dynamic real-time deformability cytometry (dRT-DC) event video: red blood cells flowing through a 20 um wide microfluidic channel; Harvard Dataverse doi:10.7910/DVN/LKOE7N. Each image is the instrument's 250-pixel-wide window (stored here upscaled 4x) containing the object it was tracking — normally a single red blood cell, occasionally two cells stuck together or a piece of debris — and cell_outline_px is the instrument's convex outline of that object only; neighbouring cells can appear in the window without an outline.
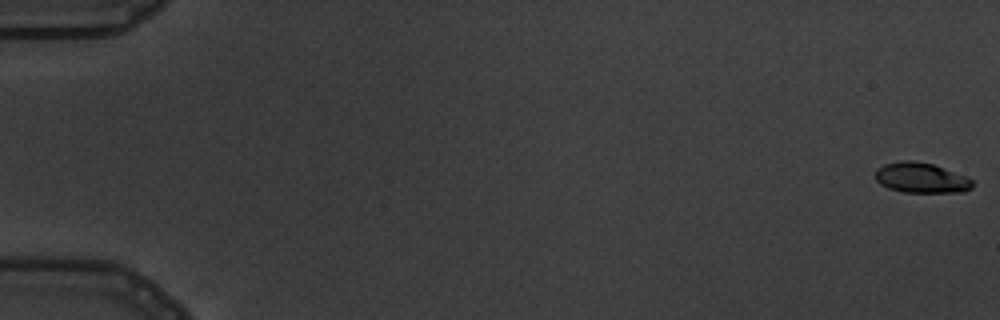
{"species": "common noctule bat (a hibernating species)", "species_latin": "Nyctalus noctula", "temperature_condition": "warm", "stored_images_in_passage": 7, "camera_frame_rate_fps": 3000, "um_per_image_px": 0.085, "animal": {"sex": "male", "body_mass_g": 19.5, "forearm_length_mm": 54.6}, "frame": {"image": 1, "passage_image": 1, "time_ms": 0.0, "image_size_px": [1000, 320], "cell_outline_px": [[972, 188], [964, 192], [904, 192], [888, 188], [880, 184], [876, 180], [876, 168], [884, 164], [904, 160], [912, 160], [932, 164], [964, 176], [972, 180]], "centroid_in_image_um": [78.26, 15.12], "position_along_channel_um": 6.7, "area_um2": 16.94}}
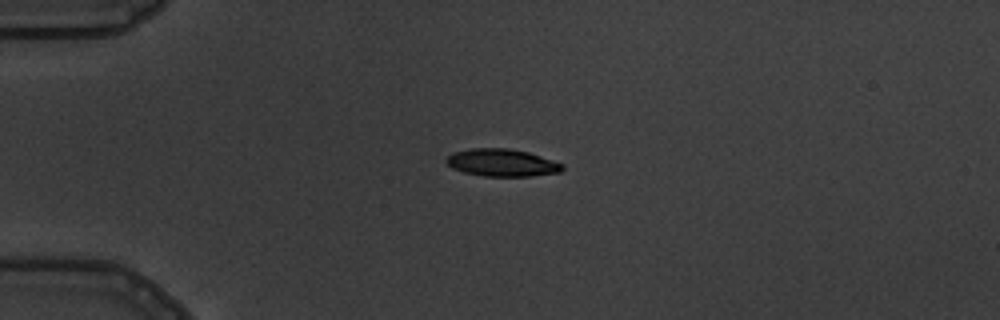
{"frame": {"image": 2, "passage_image": 5, "time_ms": 4.667, "image_size_px": [1000, 320], "cell_outline_px": [[564, 168], [560, 172], [532, 176], [484, 176], [464, 172], [452, 168], [444, 160], [452, 152], [472, 148], [508, 148], [528, 152], [564, 164]], "centroid_in_image_um": [42.66, 13.82], "position_along_channel_um": 42.3, "area_um2": 18.55}}